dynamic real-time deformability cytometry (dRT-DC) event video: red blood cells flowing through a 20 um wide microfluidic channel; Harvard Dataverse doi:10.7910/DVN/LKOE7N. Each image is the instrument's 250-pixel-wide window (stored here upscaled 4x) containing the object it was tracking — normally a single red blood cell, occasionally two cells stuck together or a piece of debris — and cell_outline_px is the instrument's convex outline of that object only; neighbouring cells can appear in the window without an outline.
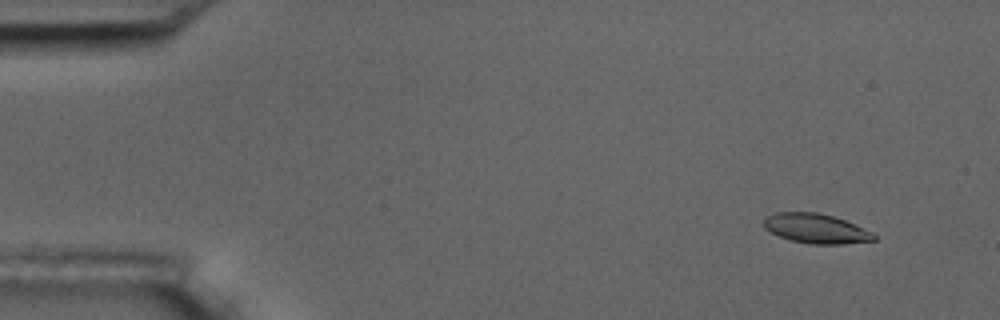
{"species": "common noctule bat (a hibernating species)", "species_latin": "Nyctalus noctula", "temperature_condition": "room temperature", "stored_images_in_passage": 6, "camera_frame_rate_fps": 3000, "um_per_image_px": 0.085, "animal": {"sex": "male", "body_mass_g": 17.5, "forearm_length_mm": 52.3}, "frame": {"image": 1, "passage_image": 2, "time_ms": 0.333, "image_size_px": [1000, 320], "cell_outline_px": [[876, 240], [844, 244], [812, 244], [792, 240], [780, 236], [764, 228], [764, 220], [768, 216], [776, 212], [816, 212], [832, 216], [844, 220], [872, 232], [876, 236]], "centroid_in_image_um": [69.37, 19.43], "position_along_channel_um": 15.6, "area_um2": 18.73}}
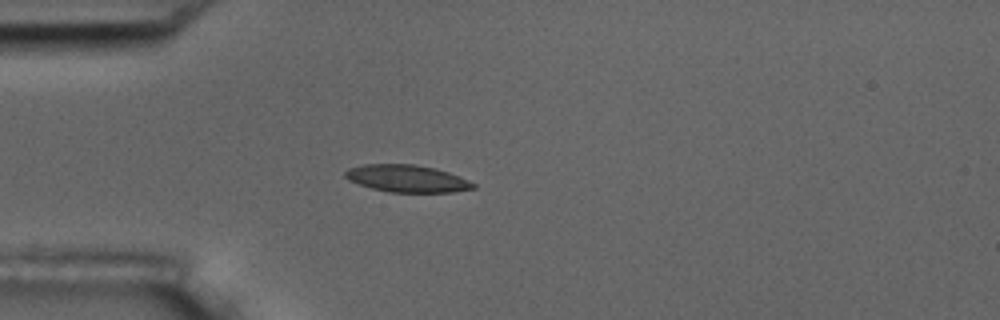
{"frame": {"image": 2, "passage_image": 5, "time_ms": 1.333, "image_size_px": [1000, 320], "cell_outline_px": [[476, 188], [452, 192], [388, 192], [372, 188], [348, 180], [344, 176], [344, 172], [348, 168], [364, 164], [416, 164], [436, 168], [448, 172], [468, 180], [476, 184]], "centroid_in_image_um": [34.59, 15.17], "position_along_channel_um": 50.4, "area_um2": 20.35}}